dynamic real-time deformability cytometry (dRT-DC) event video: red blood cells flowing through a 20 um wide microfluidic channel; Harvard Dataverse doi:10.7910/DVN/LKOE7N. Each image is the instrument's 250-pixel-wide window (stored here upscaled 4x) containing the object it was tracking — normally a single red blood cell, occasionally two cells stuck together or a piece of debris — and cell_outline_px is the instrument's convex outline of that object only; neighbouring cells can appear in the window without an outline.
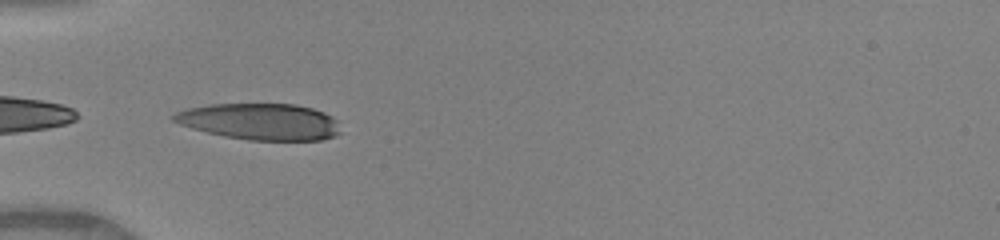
{"species": "human", "species_latin": "Homo sapiens", "temperature_condition": "warm", "stored_images_in_passage": 34, "camera_frame_rate_fps": 3000, "um_per_image_px": 0.085, "donor": {"sex": "female"}, "frame": {"image": 1, "passage_image": 1, "time_ms": 0.0, "image_size_px": [1000, 240], "cell_outline_px": [[340, 132], [336, 136], [320, 140], [248, 140], [224, 136], [192, 128], [180, 124], [172, 120], [172, 116], [176, 112], [188, 108], [208, 104], [296, 104], [312, 108], [324, 112], [332, 116], [336, 120]], "centroid_in_image_um": [22.12, 10.33], "position_along_channel_um": 62.9, "area_um2": 35.37}}
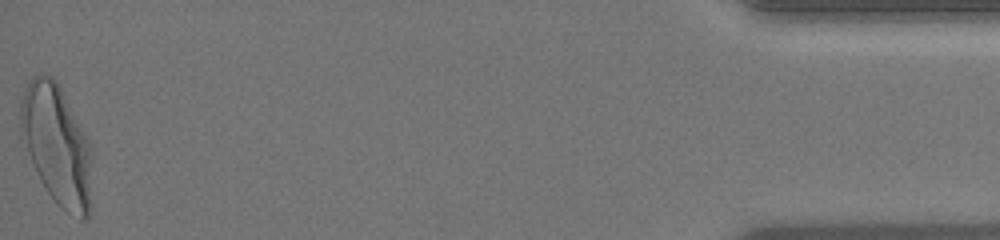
{"frame": {"image": 2, "passage_image": 34, "time_ms": 11.0, "image_size_px": [1000, 240], "cell_outline_px": [[88, 216], [84, 220], [80, 220], [60, 208], [56, 204], [40, 180], [20, 136], [20, 100], [24, 88], [32, 76], [40, 72], [44, 72], [52, 76], [56, 80], [88, 144]], "centroid_in_image_um": [4.71, 12.25], "position_along_channel_um": 430.5, "area_um2": 48.32}, "authors_computed_cell_mechanics": {"area_um2": 36.8186, "velocity_mm_per_s": 4.1252, "shape_relaxation_time_tau1_ms": 3.74, "shape_relaxation_time_tau2_ms": null, "deformation_change_tau1": 0.2032, "deformation_change_tau2": null}}